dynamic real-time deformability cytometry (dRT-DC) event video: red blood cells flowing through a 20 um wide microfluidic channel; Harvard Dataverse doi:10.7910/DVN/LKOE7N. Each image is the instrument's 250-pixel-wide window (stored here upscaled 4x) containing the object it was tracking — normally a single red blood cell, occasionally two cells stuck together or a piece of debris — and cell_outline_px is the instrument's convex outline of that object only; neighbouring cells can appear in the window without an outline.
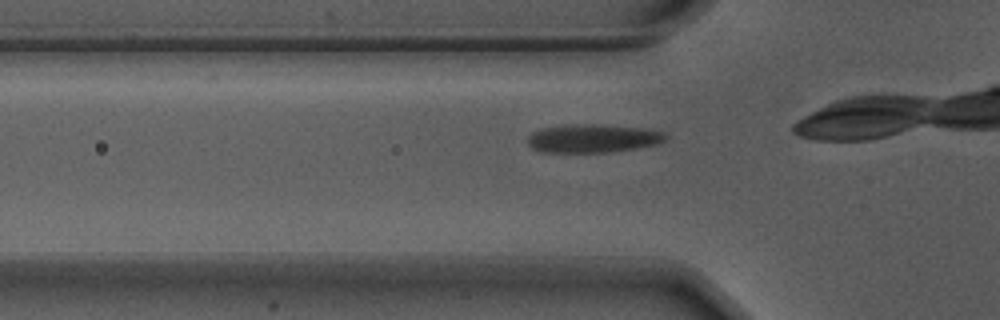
{"species": "Egyptian fruit bat (a non-hibernating species)", "species_latin": "Rousettus aegyptiacus", "temperature_condition": "warm", "stored_images_in_passage": 6, "camera_frame_rate_fps": 3000, "um_per_image_px": 0.085, "animal": {"sex": "male"}, "frame": {"image": 1, "passage_image": 3, "time_ms": 0.667, "image_size_px": [1000, 320], "cell_outline_px": [[668, 136], [664, 140], [656, 144], [608, 152], [540, 152], [532, 148], [528, 144], [528, 136], [532, 132], [544, 128], [564, 124], [592, 124], [636, 128], [664, 132]], "centroid_in_image_um": [50.31, 11.76], "position_along_channel_um": 75.5, "area_um2": 22.43}}